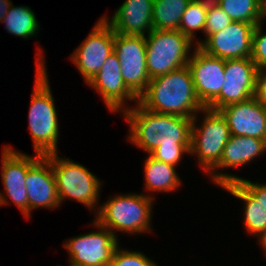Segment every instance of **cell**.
<instances>
[{"label":"cell","instance_id":"obj_1","mask_svg":"<svg viewBox=\"0 0 266 266\" xmlns=\"http://www.w3.org/2000/svg\"><path fill=\"white\" fill-rule=\"evenodd\" d=\"M123 111L130 127L131 144L149 155L159 145H191L192 118L159 114L144 108L139 102Z\"/></svg>","mask_w":266,"mask_h":266},{"label":"cell","instance_id":"obj_2","mask_svg":"<svg viewBox=\"0 0 266 266\" xmlns=\"http://www.w3.org/2000/svg\"><path fill=\"white\" fill-rule=\"evenodd\" d=\"M138 102L147 110L193 118L205 107L200 103L188 65L150 79Z\"/></svg>","mask_w":266,"mask_h":266},{"label":"cell","instance_id":"obj_3","mask_svg":"<svg viewBox=\"0 0 266 266\" xmlns=\"http://www.w3.org/2000/svg\"><path fill=\"white\" fill-rule=\"evenodd\" d=\"M36 54V77L28 113V129L34 145L35 154L46 156L58 153L59 137L58 114L54 97L50 90L45 56L41 48Z\"/></svg>","mask_w":266,"mask_h":266},{"label":"cell","instance_id":"obj_4","mask_svg":"<svg viewBox=\"0 0 266 266\" xmlns=\"http://www.w3.org/2000/svg\"><path fill=\"white\" fill-rule=\"evenodd\" d=\"M152 195L122 193L110 197L98 206L95 220L108 228L115 237L117 231L138 234L151 232Z\"/></svg>","mask_w":266,"mask_h":266},{"label":"cell","instance_id":"obj_5","mask_svg":"<svg viewBox=\"0 0 266 266\" xmlns=\"http://www.w3.org/2000/svg\"><path fill=\"white\" fill-rule=\"evenodd\" d=\"M149 78L165 75L188 65L193 41L179 30H155L145 36ZM192 48V49H191ZM190 52V53H189Z\"/></svg>","mask_w":266,"mask_h":266},{"label":"cell","instance_id":"obj_6","mask_svg":"<svg viewBox=\"0 0 266 266\" xmlns=\"http://www.w3.org/2000/svg\"><path fill=\"white\" fill-rule=\"evenodd\" d=\"M201 113L204 118L200 127L196 125L198 114L192 118L190 155L197 156L200 167L209 174L219 164L231 134L220 111L204 108Z\"/></svg>","mask_w":266,"mask_h":266},{"label":"cell","instance_id":"obj_7","mask_svg":"<svg viewBox=\"0 0 266 266\" xmlns=\"http://www.w3.org/2000/svg\"><path fill=\"white\" fill-rule=\"evenodd\" d=\"M58 154H51V163L60 205L70 198L96 211L102 182L85 166Z\"/></svg>","mask_w":266,"mask_h":266},{"label":"cell","instance_id":"obj_8","mask_svg":"<svg viewBox=\"0 0 266 266\" xmlns=\"http://www.w3.org/2000/svg\"><path fill=\"white\" fill-rule=\"evenodd\" d=\"M97 231L71 237L64 242L69 263L76 266H110L113 253L119 246L117 237L94 219Z\"/></svg>","mask_w":266,"mask_h":266},{"label":"cell","instance_id":"obj_9","mask_svg":"<svg viewBox=\"0 0 266 266\" xmlns=\"http://www.w3.org/2000/svg\"><path fill=\"white\" fill-rule=\"evenodd\" d=\"M113 51L120 61L125 85L139 98L150 81L146 66L145 36L115 33Z\"/></svg>","mask_w":266,"mask_h":266},{"label":"cell","instance_id":"obj_10","mask_svg":"<svg viewBox=\"0 0 266 266\" xmlns=\"http://www.w3.org/2000/svg\"><path fill=\"white\" fill-rule=\"evenodd\" d=\"M259 73L251 58L225 60L223 87L206 108L219 111L229 104L255 96Z\"/></svg>","mask_w":266,"mask_h":266},{"label":"cell","instance_id":"obj_11","mask_svg":"<svg viewBox=\"0 0 266 266\" xmlns=\"http://www.w3.org/2000/svg\"><path fill=\"white\" fill-rule=\"evenodd\" d=\"M98 20L88 37L70 56L86 84L100 71L114 48L115 32L103 17Z\"/></svg>","mask_w":266,"mask_h":266},{"label":"cell","instance_id":"obj_12","mask_svg":"<svg viewBox=\"0 0 266 266\" xmlns=\"http://www.w3.org/2000/svg\"><path fill=\"white\" fill-rule=\"evenodd\" d=\"M254 27L252 23L232 21L225 29L196 41L195 45L223 60L251 58Z\"/></svg>","mask_w":266,"mask_h":266},{"label":"cell","instance_id":"obj_13","mask_svg":"<svg viewBox=\"0 0 266 266\" xmlns=\"http://www.w3.org/2000/svg\"><path fill=\"white\" fill-rule=\"evenodd\" d=\"M25 186L28 194V219L33 209H54L60 206L51 154L28 156Z\"/></svg>","mask_w":266,"mask_h":266},{"label":"cell","instance_id":"obj_14","mask_svg":"<svg viewBox=\"0 0 266 266\" xmlns=\"http://www.w3.org/2000/svg\"><path fill=\"white\" fill-rule=\"evenodd\" d=\"M4 145L1 157V179L3 181L4 196L0 192V206L10 204L11 200L28 219V194L25 179L28 171V154ZM9 197V201L8 198Z\"/></svg>","mask_w":266,"mask_h":266},{"label":"cell","instance_id":"obj_15","mask_svg":"<svg viewBox=\"0 0 266 266\" xmlns=\"http://www.w3.org/2000/svg\"><path fill=\"white\" fill-rule=\"evenodd\" d=\"M188 66L191 70L196 95L206 108L219 94L225 81V60L206 54L194 47Z\"/></svg>","mask_w":266,"mask_h":266},{"label":"cell","instance_id":"obj_16","mask_svg":"<svg viewBox=\"0 0 266 266\" xmlns=\"http://www.w3.org/2000/svg\"><path fill=\"white\" fill-rule=\"evenodd\" d=\"M120 61L114 51L108 56L100 71L89 81L88 86L103 97L111 112L122 113L127 101L138 102L139 98L125 85Z\"/></svg>","mask_w":266,"mask_h":266},{"label":"cell","instance_id":"obj_17","mask_svg":"<svg viewBox=\"0 0 266 266\" xmlns=\"http://www.w3.org/2000/svg\"><path fill=\"white\" fill-rule=\"evenodd\" d=\"M266 151V141L256 137L232 136L223 149L219 164L209 173L212 182L219 187L239 181L241 177L222 173L228 168H238L251 162ZM221 170L220 172H217Z\"/></svg>","mask_w":266,"mask_h":266},{"label":"cell","instance_id":"obj_18","mask_svg":"<svg viewBox=\"0 0 266 266\" xmlns=\"http://www.w3.org/2000/svg\"><path fill=\"white\" fill-rule=\"evenodd\" d=\"M227 120L232 136L256 137L266 141V109L253 96L219 110Z\"/></svg>","mask_w":266,"mask_h":266},{"label":"cell","instance_id":"obj_19","mask_svg":"<svg viewBox=\"0 0 266 266\" xmlns=\"http://www.w3.org/2000/svg\"><path fill=\"white\" fill-rule=\"evenodd\" d=\"M154 0H125L111 18L103 19L118 34L146 36L153 30Z\"/></svg>","mask_w":266,"mask_h":266},{"label":"cell","instance_id":"obj_20","mask_svg":"<svg viewBox=\"0 0 266 266\" xmlns=\"http://www.w3.org/2000/svg\"><path fill=\"white\" fill-rule=\"evenodd\" d=\"M226 191L244 203L245 230L251 235H258L260 241L266 234V208L240 181L224 185Z\"/></svg>","mask_w":266,"mask_h":266},{"label":"cell","instance_id":"obj_21","mask_svg":"<svg viewBox=\"0 0 266 266\" xmlns=\"http://www.w3.org/2000/svg\"><path fill=\"white\" fill-rule=\"evenodd\" d=\"M176 166L153 158L150 154L144 163L145 190L149 192H174L181 186Z\"/></svg>","mask_w":266,"mask_h":266},{"label":"cell","instance_id":"obj_22","mask_svg":"<svg viewBox=\"0 0 266 266\" xmlns=\"http://www.w3.org/2000/svg\"><path fill=\"white\" fill-rule=\"evenodd\" d=\"M191 0H154L152 22L155 30H178Z\"/></svg>","mask_w":266,"mask_h":266},{"label":"cell","instance_id":"obj_23","mask_svg":"<svg viewBox=\"0 0 266 266\" xmlns=\"http://www.w3.org/2000/svg\"><path fill=\"white\" fill-rule=\"evenodd\" d=\"M2 23H5V28L8 33L26 40L35 36L40 28L35 13L25 5H11L8 13L1 21Z\"/></svg>","mask_w":266,"mask_h":266},{"label":"cell","instance_id":"obj_24","mask_svg":"<svg viewBox=\"0 0 266 266\" xmlns=\"http://www.w3.org/2000/svg\"><path fill=\"white\" fill-rule=\"evenodd\" d=\"M232 19L257 25L261 20L260 0H214Z\"/></svg>","mask_w":266,"mask_h":266},{"label":"cell","instance_id":"obj_25","mask_svg":"<svg viewBox=\"0 0 266 266\" xmlns=\"http://www.w3.org/2000/svg\"><path fill=\"white\" fill-rule=\"evenodd\" d=\"M207 8L208 0H191L182 15L178 30L192 41L197 31L201 30L204 33Z\"/></svg>","mask_w":266,"mask_h":266},{"label":"cell","instance_id":"obj_26","mask_svg":"<svg viewBox=\"0 0 266 266\" xmlns=\"http://www.w3.org/2000/svg\"><path fill=\"white\" fill-rule=\"evenodd\" d=\"M232 19L216 4L214 0H208L207 17L204 35H209L225 29Z\"/></svg>","mask_w":266,"mask_h":266},{"label":"cell","instance_id":"obj_27","mask_svg":"<svg viewBox=\"0 0 266 266\" xmlns=\"http://www.w3.org/2000/svg\"><path fill=\"white\" fill-rule=\"evenodd\" d=\"M110 266H157V264L143 252L129 251L118 246L113 253Z\"/></svg>","mask_w":266,"mask_h":266},{"label":"cell","instance_id":"obj_28","mask_svg":"<svg viewBox=\"0 0 266 266\" xmlns=\"http://www.w3.org/2000/svg\"><path fill=\"white\" fill-rule=\"evenodd\" d=\"M191 145H159L150 155L156 160L178 166L182 155L190 154Z\"/></svg>","mask_w":266,"mask_h":266},{"label":"cell","instance_id":"obj_29","mask_svg":"<svg viewBox=\"0 0 266 266\" xmlns=\"http://www.w3.org/2000/svg\"><path fill=\"white\" fill-rule=\"evenodd\" d=\"M262 24L260 21L254 27L251 52V59L259 72L266 66V33H263Z\"/></svg>","mask_w":266,"mask_h":266},{"label":"cell","instance_id":"obj_30","mask_svg":"<svg viewBox=\"0 0 266 266\" xmlns=\"http://www.w3.org/2000/svg\"><path fill=\"white\" fill-rule=\"evenodd\" d=\"M259 201H262L266 208V183L251 182L247 179L241 178L239 180Z\"/></svg>","mask_w":266,"mask_h":266},{"label":"cell","instance_id":"obj_31","mask_svg":"<svg viewBox=\"0 0 266 266\" xmlns=\"http://www.w3.org/2000/svg\"><path fill=\"white\" fill-rule=\"evenodd\" d=\"M255 96L259 103L266 109V78H264L260 73L257 79Z\"/></svg>","mask_w":266,"mask_h":266},{"label":"cell","instance_id":"obj_32","mask_svg":"<svg viewBox=\"0 0 266 266\" xmlns=\"http://www.w3.org/2000/svg\"><path fill=\"white\" fill-rule=\"evenodd\" d=\"M11 5L12 2L10 0H0V23L3 20L4 16L8 13Z\"/></svg>","mask_w":266,"mask_h":266},{"label":"cell","instance_id":"obj_33","mask_svg":"<svg viewBox=\"0 0 266 266\" xmlns=\"http://www.w3.org/2000/svg\"><path fill=\"white\" fill-rule=\"evenodd\" d=\"M261 20L266 18V0H260Z\"/></svg>","mask_w":266,"mask_h":266},{"label":"cell","instance_id":"obj_34","mask_svg":"<svg viewBox=\"0 0 266 266\" xmlns=\"http://www.w3.org/2000/svg\"><path fill=\"white\" fill-rule=\"evenodd\" d=\"M259 242H260L259 244L264 249L263 251H265L264 254L266 255V234L263 236V238Z\"/></svg>","mask_w":266,"mask_h":266},{"label":"cell","instance_id":"obj_35","mask_svg":"<svg viewBox=\"0 0 266 266\" xmlns=\"http://www.w3.org/2000/svg\"><path fill=\"white\" fill-rule=\"evenodd\" d=\"M260 74L266 78V66L260 71Z\"/></svg>","mask_w":266,"mask_h":266}]
</instances>
